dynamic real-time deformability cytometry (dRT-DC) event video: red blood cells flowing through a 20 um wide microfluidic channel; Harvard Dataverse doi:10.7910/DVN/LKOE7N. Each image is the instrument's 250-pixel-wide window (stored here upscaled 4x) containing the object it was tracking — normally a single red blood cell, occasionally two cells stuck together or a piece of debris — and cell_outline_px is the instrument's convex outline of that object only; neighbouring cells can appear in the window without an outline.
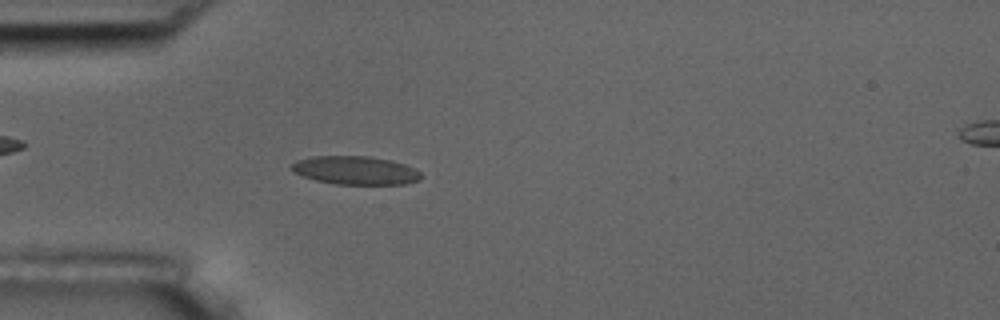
{"species": "common noctule bat (a hibernating species)", "species_latin": "Nyctalus noctula", "temperature_condition": "room temperature", "stored_images_in_passage": 4, "camera_frame_rate_fps": 3000, "um_per_image_px": 0.085, "animal": {"sex": "male", "body_mass_g": 17.5, "forearm_length_mm": 52.3}, "frame": {"image": 1, "passage_image": 4, "time_ms": 1.0, "image_size_px": [1000, 320], "cell_outline_px": [[424, 176], [420, 180], [404, 184], [336, 184], [316, 180], [292, 172], [288, 168], [296, 160], [312, 156], [368, 156], [392, 160], [404, 164], [420, 172]], "centroid_in_image_um": [30.2, 14.47], "position_along_channel_um": 54.8, "area_um2": 21.56}}